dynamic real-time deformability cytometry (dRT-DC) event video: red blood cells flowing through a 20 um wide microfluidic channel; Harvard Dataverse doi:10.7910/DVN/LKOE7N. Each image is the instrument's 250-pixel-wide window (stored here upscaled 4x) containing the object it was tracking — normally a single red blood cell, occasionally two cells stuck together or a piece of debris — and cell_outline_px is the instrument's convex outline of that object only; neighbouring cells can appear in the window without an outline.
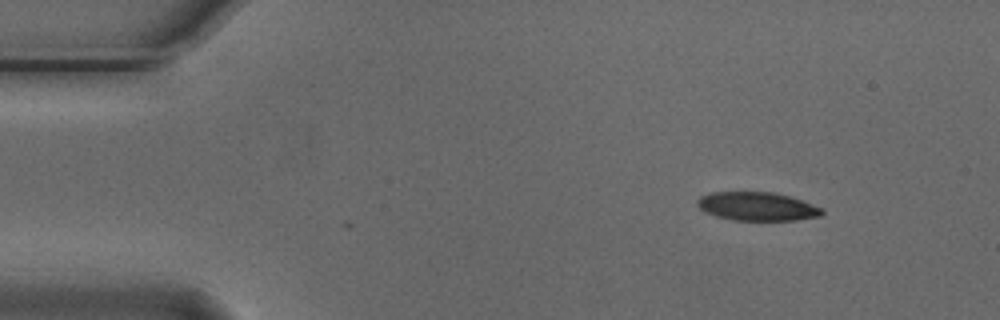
{"species": "Egyptian fruit bat (a non-hibernating species)", "species_latin": "Rousettus aegyptiacus", "temperature_condition": "cold", "stored_images_in_passage": 2, "camera_frame_rate_fps": 3000, "um_per_image_px": 0.085, "animal": {"sex": "male"}, "frame": {"image": 1, "passage_image": 2, "time_ms": 0.333, "image_size_px": [1000, 320], "cell_outline_px": [[824, 212], [820, 216], [796, 220], [732, 220], [716, 216], [700, 208], [696, 204], [696, 200], [700, 196], [712, 192], [772, 192], [788, 196], [800, 200], [820, 208]], "centroid_in_image_um": [64.31, 17.54], "position_along_channel_um": 20.7, "area_um2": 20.46}}